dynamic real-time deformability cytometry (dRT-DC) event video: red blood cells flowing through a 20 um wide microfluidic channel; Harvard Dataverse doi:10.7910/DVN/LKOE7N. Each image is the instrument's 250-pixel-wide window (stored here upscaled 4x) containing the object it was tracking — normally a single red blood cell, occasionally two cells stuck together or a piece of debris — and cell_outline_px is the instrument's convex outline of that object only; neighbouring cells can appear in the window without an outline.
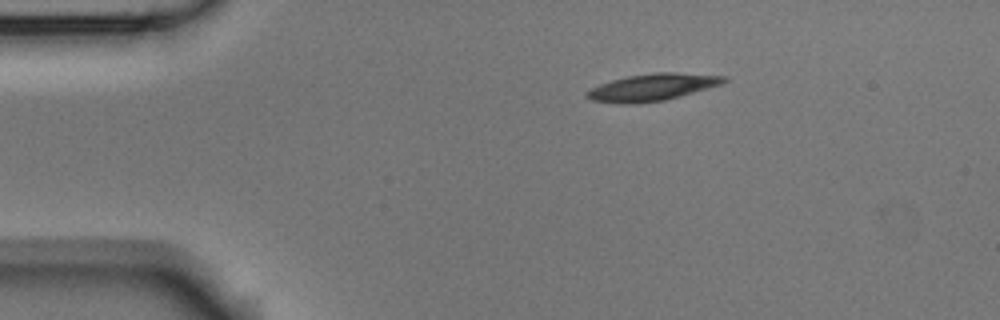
{"species": "Egyptian fruit bat (a non-hibernating species)", "species_latin": "Rousettus aegyptiacus", "temperature_condition": "room temperature", "stored_images_in_passage": 2, "camera_frame_rate_fps": 3000, "um_per_image_px": 0.085, "animal": {"sex": "male"}, "frame": {"image": 1, "passage_image": 1, "time_ms": 0.0, "image_size_px": [1000, 320], "cell_outline_px": [[728, 80], [724, 84], [680, 96], [664, 100], [632, 104], [624, 104], [592, 100], [584, 96], [584, 92], [600, 84], [612, 80], [628, 76], [656, 72], [676, 72], [728, 76]], "centroid_in_image_um": [55.49, 7.41], "position_along_channel_um": 29.5, "area_um2": 21.68}}